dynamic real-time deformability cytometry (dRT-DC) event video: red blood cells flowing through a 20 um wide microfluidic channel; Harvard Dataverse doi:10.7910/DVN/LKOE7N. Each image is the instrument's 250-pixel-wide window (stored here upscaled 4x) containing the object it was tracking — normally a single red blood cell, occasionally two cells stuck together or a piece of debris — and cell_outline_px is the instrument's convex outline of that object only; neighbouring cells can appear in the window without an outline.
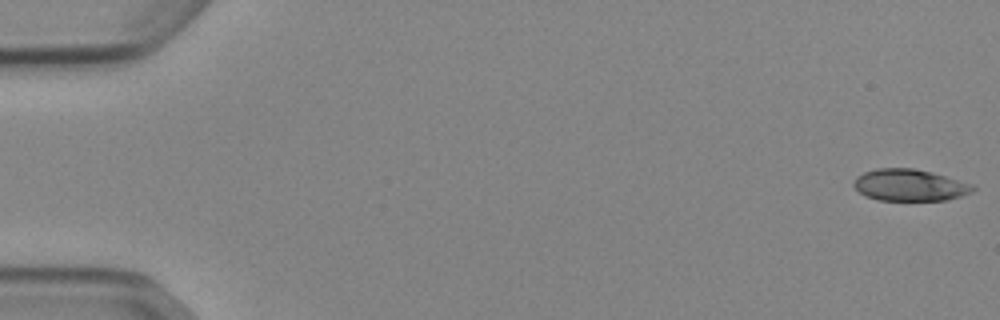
{"species": "Egyptian fruit bat (a non-hibernating species)", "species_latin": "Rousettus aegyptiacus", "temperature_condition": "cold", "stored_images_in_passage": 52, "camera_frame_rate_fps": 3000, "um_per_image_px": 0.085, "animal": {"sex": "female"}, "frame": {"image": 1, "passage_image": 1, "time_ms": 0.0, "image_size_px": [1000, 320], "cell_outline_px": [[976, 188], [972, 192], [948, 200], [876, 200], [864, 196], [852, 184], [856, 176], [864, 172], [876, 168], [912, 168], [932, 172], [972, 184]], "centroid_in_image_um": [77.29, 15.73], "position_along_channel_um": 7.7, "area_um2": 22.08}}
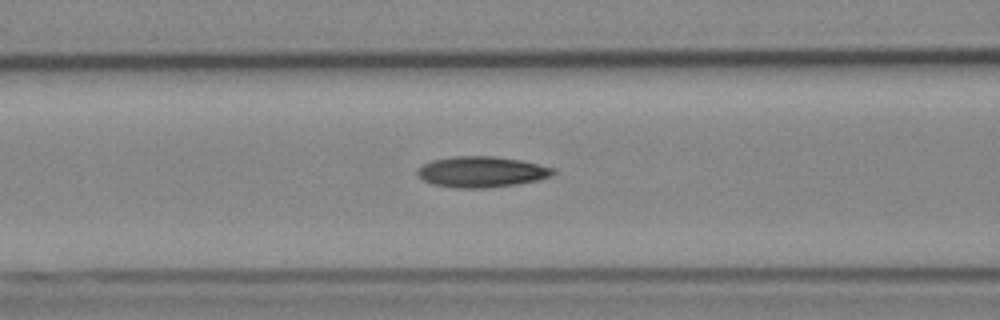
{"frame": {"image": 2, "passage_image": 22, "time_ms": 7.0, "image_size_px": [1000, 320], "cell_outline_px": [[556, 172], [552, 176], [540, 180], [516, 184], [488, 188], [456, 188], [432, 184], [416, 176], [416, 168], [432, 160], [452, 156], [496, 156], [520, 160], [556, 168]], "centroid_in_image_um": [40.93, 14.61], "position_along_channel_um": 125.7, "area_um2": 24.74}}
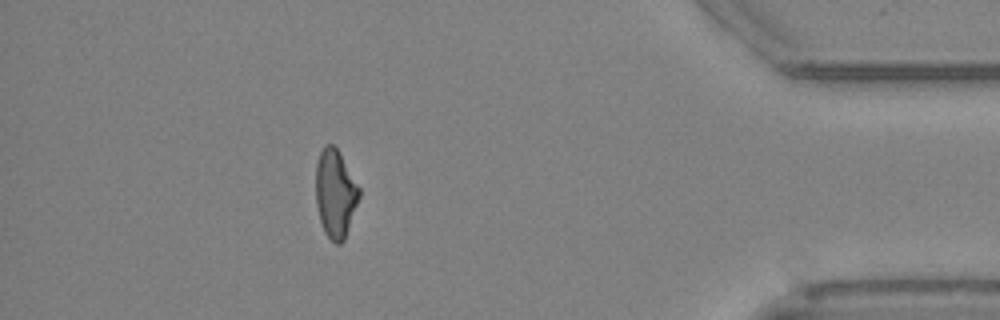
{"frame": {"image": 3, "passage_image": 47, "time_ms": 15.333, "image_size_px": [1000, 320], "cell_outline_px": [[360, 196], [344, 240], [340, 244], [336, 244], [324, 232], [320, 220], [316, 204], [316, 164], [320, 152], [324, 144], [332, 144], [336, 148], [360, 188]], "centroid_in_image_um": [28.49, 16.46], "position_along_channel_um": 406.7, "area_um2": 22.02}, "authors_computed_cell_mechanics": {"area_um2": 22.9755, "velocity_mm_per_s": 3.9101, "shape_relaxation_time_tau1_ms": 7.257, "shape_relaxation_time_tau2_ms": 4.2316, "deformation_change_tau1": 0.1746, "deformation_change_tau2": 0.1091}}